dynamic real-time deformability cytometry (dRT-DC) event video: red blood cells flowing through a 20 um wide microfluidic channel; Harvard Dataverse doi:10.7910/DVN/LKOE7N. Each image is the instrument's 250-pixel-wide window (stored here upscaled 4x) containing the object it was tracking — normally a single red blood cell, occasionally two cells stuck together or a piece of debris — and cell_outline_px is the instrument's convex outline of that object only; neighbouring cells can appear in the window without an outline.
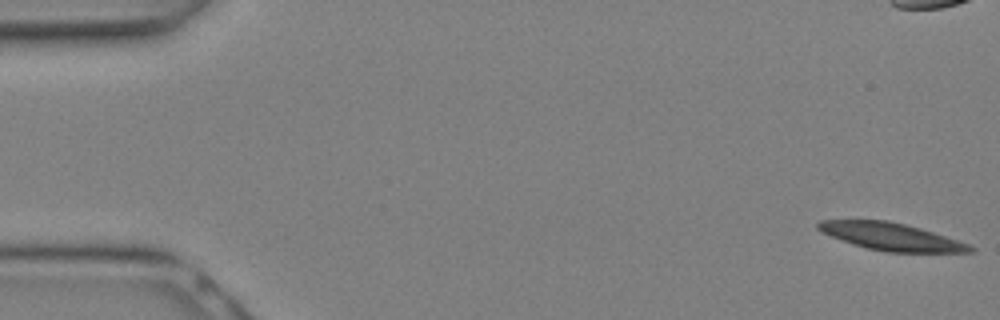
{"species": "Egyptian fruit bat (a non-hibernating species)", "species_latin": "Rousettus aegyptiacus", "temperature_condition": "warm", "stored_images_in_passage": 13, "camera_frame_rate_fps": 3000, "um_per_image_px": 0.085, "animal": {"sex": "female"}, "frame": {"image": 1, "passage_image": 1, "time_ms": 0.0, "image_size_px": [1000, 320], "cell_outline_px": [[976, 248], [972, 252], [888, 252], [868, 248], [852, 244], [820, 232], [816, 228], [816, 224], [820, 220], [888, 220], [920, 228], [968, 244]], "centroid_in_image_um": [75.69, 20.11], "position_along_channel_um": 9.3, "area_um2": 24.04}}